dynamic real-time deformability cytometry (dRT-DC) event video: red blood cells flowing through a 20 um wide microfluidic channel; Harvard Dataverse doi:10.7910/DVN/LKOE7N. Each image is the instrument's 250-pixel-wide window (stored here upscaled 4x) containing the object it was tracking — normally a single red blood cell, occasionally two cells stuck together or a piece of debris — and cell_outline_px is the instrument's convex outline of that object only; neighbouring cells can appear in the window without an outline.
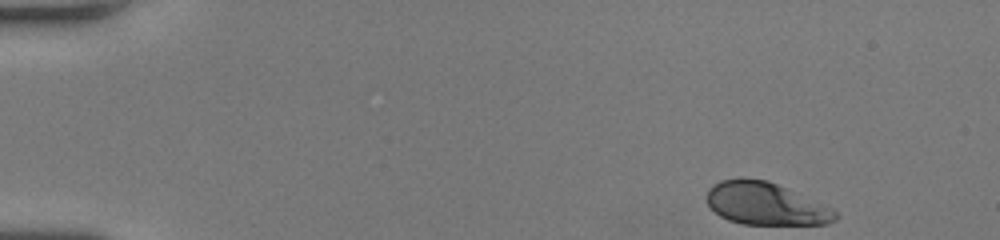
{"species": "human", "species_latin": "Homo sapiens", "temperature_condition": "room temperature", "stored_images_in_passage": 47, "camera_frame_rate_fps": 3000, "um_per_image_px": 0.085, "donor": {"sex": "female"}, "frame": {"image": 1, "passage_image": 1, "time_ms": 0.0, "image_size_px": [1000, 240], "cell_outline_px": [[836, 220], [828, 224], [744, 224], [728, 220], [720, 216], [708, 204], [704, 196], [708, 188], [712, 184], [720, 180], [768, 180], [836, 212]], "centroid_in_image_um": [64.98, 17.34], "position_along_channel_um": 20.0, "area_um2": 30.87}}
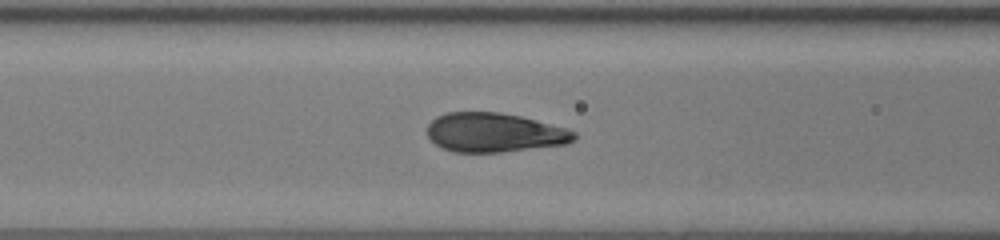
{"frame": {"image": 2, "passage_image": 18, "time_ms": 5.667, "image_size_px": [1000, 240], "cell_outline_px": [[576, 140], [568, 144], [500, 152], [452, 152], [436, 144], [428, 136], [428, 124], [436, 116], [448, 112], [500, 112], [520, 116], [568, 128], [576, 132]], "centroid_in_image_um": [42.05, 11.26], "position_along_channel_um": 124.5, "area_um2": 33.64}}
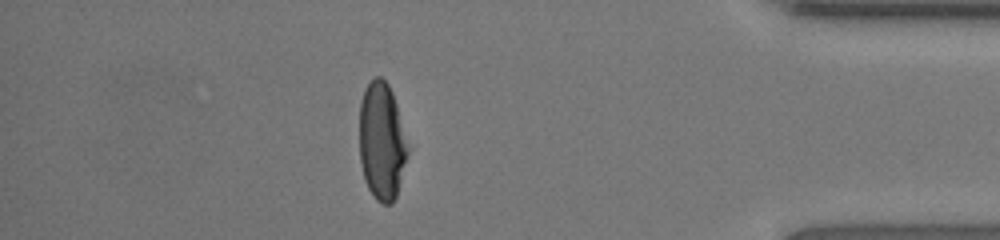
{"frame": {"image": 3, "passage_image": 41, "time_ms": 13.333, "image_size_px": [1000, 240], "cell_outline_px": [[412, 148], [396, 196], [392, 204], [384, 204], [376, 200], [372, 196], [364, 180], [360, 164], [360, 100], [364, 88], [372, 76], [380, 76], [388, 84], [392, 92]], "centroid_in_image_um": [32.49, 12.01], "position_along_channel_um": 402.7, "area_um2": 34.33}, "authors_computed_cell_mechanics": {"area_um2": 34.5066, "velocity_mm_per_s": 4.0887, "shape_relaxation_time_tau1_ms": 4.5187, "shape_relaxation_time_tau2_ms": null, "deformation_change_tau1": 0.2209, "deformation_change_tau2": null}}